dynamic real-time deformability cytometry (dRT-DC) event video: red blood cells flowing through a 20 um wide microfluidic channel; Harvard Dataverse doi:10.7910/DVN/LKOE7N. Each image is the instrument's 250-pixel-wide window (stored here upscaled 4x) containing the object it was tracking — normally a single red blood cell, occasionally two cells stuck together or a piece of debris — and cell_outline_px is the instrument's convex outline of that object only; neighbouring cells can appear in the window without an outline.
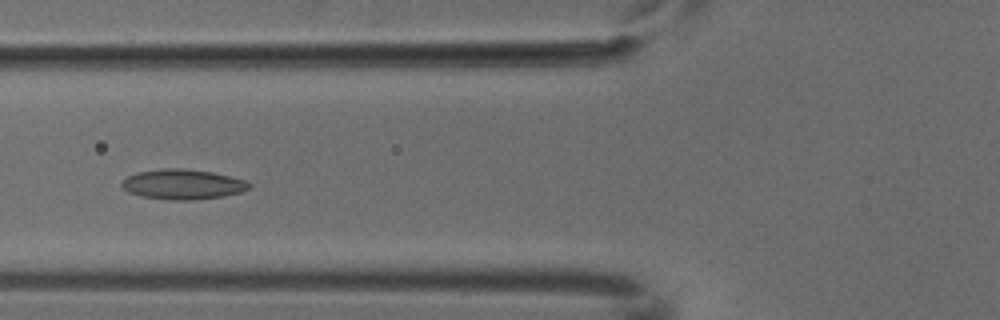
{"species": "common noctule bat (a hibernating species)", "species_latin": "Nyctalus noctula", "temperature_condition": "cold", "stored_images_in_passage": 5, "camera_frame_rate_fps": 3000, "um_per_image_px": 0.085, "animal": {"sex": "male", "body_mass_g": 18.8}, "frame": {"image": 1, "passage_image": 5, "time_ms": 1.333, "image_size_px": [1000, 320], "cell_outline_px": [[252, 184], [248, 188], [240, 192], [224, 196], [192, 200], [172, 200], [140, 196], [128, 192], [120, 184], [128, 176], [136, 172], [164, 168], [184, 168], [212, 172], [248, 180]], "centroid_in_image_um": [15.55, 15.66], "position_along_channel_um": 110.3, "area_um2": 22.37}}